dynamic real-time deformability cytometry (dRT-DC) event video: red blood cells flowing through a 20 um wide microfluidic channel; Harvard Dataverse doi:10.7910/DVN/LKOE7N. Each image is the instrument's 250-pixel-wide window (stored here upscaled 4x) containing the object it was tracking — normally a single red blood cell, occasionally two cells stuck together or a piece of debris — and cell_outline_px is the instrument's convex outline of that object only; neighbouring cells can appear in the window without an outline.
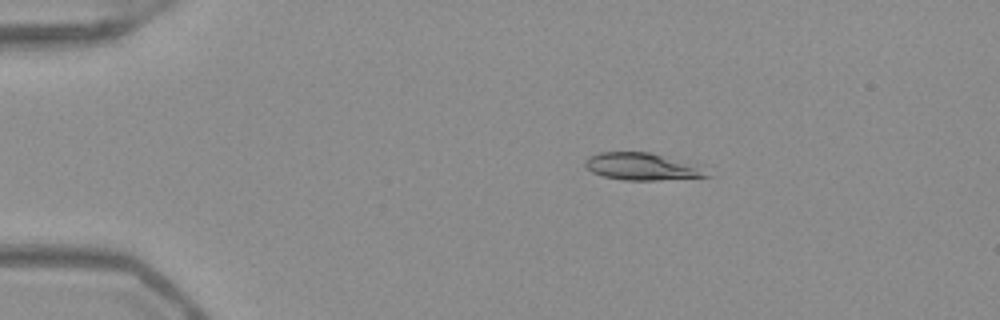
{"species": "Egyptian fruit bat (a non-hibernating species)", "species_latin": "Rousettus aegyptiacus", "temperature_condition": "warm", "stored_images_in_passage": 51, "camera_frame_rate_fps": 3000, "um_per_image_px": 0.085, "frame": {"image": 1, "passage_image": 9, "time_ms": 2.667, "image_size_px": [1000, 320], "cell_outline_px": [[712, 176], [660, 180], [624, 180], [604, 176], [592, 172], [584, 164], [584, 160], [588, 156], [600, 152], [648, 152], [660, 156], [692, 168]], "centroid_in_image_um": [54.29, 14.17], "position_along_channel_um": 30.7, "area_um2": 17.92}}
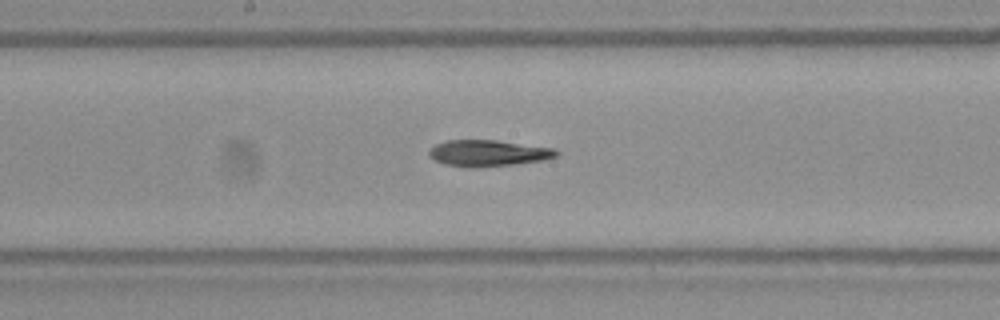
{"frame": {"image": 2, "passage_image": 27, "time_ms": 8.667, "image_size_px": [1000, 320], "cell_outline_px": [[560, 152], [556, 156], [544, 160], [516, 164], [472, 168], [464, 168], [444, 164], [428, 156], [428, 152], [436, 144], [448, 140], [496, 140], [556, 148]], "centroid_in_image_um": [41.51, 13.02], "position_along_channel_um": 206.7, "area_um2": 19.71}}
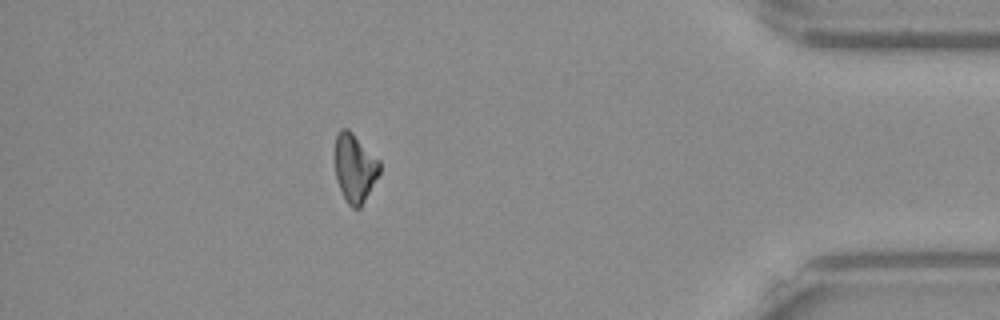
{"frame": {"image": 3, "passage_image": 45, "time_ms": 14.667, "image_size_px": [1000, 320], "cell_outline_px": [[380, 172], [360, 208], [352, 208], [348, 204], [336, 180], [332, 156], [336, 136], [340, 128], [348, 128], [380, 160]], "centroid_in_image_um": [30.11, 14.23], "position_along_channel_um": 405.1, "area_um2": 18.21}}